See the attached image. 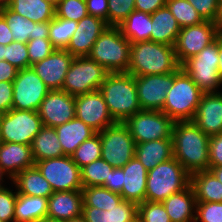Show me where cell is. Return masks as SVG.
Instances as JSON below:
<instances>
[{
	"instance_id": "cell-1",
	"label": "cell",
	"mask_w": 222,
	"mask_h": 222,
	"mask_svg": "<svg viewBox=\"0 0 222 222\" xmlns=\"http://www.w3.org/2000/svg\"><path fill=\"white\" fill-rule=\"evenodd\" d=\"M209 139L193 121H175L172 130L174 158L190 175L209 170Z\"/></svg>"
},
{
	"instance_id": "cell-2",
	"label": "cell",
	"mask_w": 222,
	"mask_h": 222,
	"mask_svg": "<svg viewBox=\"0 0 222 222\" xmlns=\"http://www.w3.org/2000/svg\"><path fill=\"white\" fill-rule=\"evenodd\" d=\"M179 68L174 46L150 40L131 44L127 73L134 76L161 75L176 72Z\"/></svg>"
},
{
	"instance_id": "cell-3",
	"label": "cell",
	"mask_w": 222,
	"mask_h": 222,
	"mask_svg": "<svg viewBox=\"0 0 222 222\" xmlns=\"http://www.w3.org/2000/svg\"><path fill=\"white\" fill-rule=\"evenodd\" d=\"M99 91L116 122L140 112L135 76L127 72L108 73Z\"/></svg>"
},
{
	"instance_id": "cell-4",
	"label": "cell",
	"mask_w": 222,
	"mask_h": 222,
	"mask_svg": "<svg viewBox=\"0 0 222 222\" xmlns=\"http://www.w3.org/2000/svg\"><path fill=\"white\" fill-rule=\"evenodd\" d=\"M190 185V174L174 157L148 171L145 201L163 202Z\"/></svg>"
},
{
	"instance_id": "cell-5",
	"label": "cell",
	"mask_w": 222,
	"mask_h": 222,
	"mask_svg": "<svg viewBox=\"0 0 222 222\" xmlns=\"http://www.w3.org/2000/svg\"><path fill=\"white\" fill-rule=\"evenodd\" d=\"M131 42L119 27L108 26L94 43L88 57L102 65L109 73L127 72Z\"/></svg>"
},
{
	"instance_id": "cell-6",
	"label": "cell",
	"mask_w": 222,
	"mask_h": 222,
	"mask_svg": "<svg viewBox=\"0 0 222 222\" xmlns=\"http://www.w3.org/2000/svg\"><path fill=\"white\" fill-rule=\"evenodd\" d=\"M204 92L181 69L173 79L162 112L174 121H192Z\"/></svg>"
},
{
	"instance_id": "cell-7",
	"label": "cell",
	"mask_w": 222,
	"mask_h": 222,
	"mask_svg": "<svg viewBox=\"0 0 222 222\" xmlns=\"http://www.w3.org/2000/svg\"><path fill=\"white\" fill-rule=\"evenodd\" d=\"M218 59L219 33L212 43L185 60L180 67L204 93L217 92L216 88L222 84L218 73Z\"/></svg>"
},
{
	"instance_id": "cell-8",
	"label": "cell",
	"mask_w": 222,
	"mask_h": 222,
	"mask_svg": "<svg viewBox=\"0 0 222 222\" xmlns=\"http://www.w3.org/2000/svg\"><path fill=\"white\" fill-rule=\"evenodd\" d=\"M109 72L88 56L74 57L66 73L62 90L72 96L100 89Z\"/></svg>"
},
{
	"instance_id": "cell-9",
	"label": "cell",
	"mask_w": 222,
	"mask_h": 222,
	"mask_svg": "<svg viewBox=\"0 0 222 222\" xmlns=\"http://www.w3.org/2000/svg\"><path fill=\"white\" fill-rule=\"evenodd\" d=\"M42 127L38 111L11 109L0 114V142L31 145Z\"/></svg>"
},
{
	"instance_id": "cell-10",
	"label": "cell",
	"mask_w": 222,
	"mask_h": 222,
	"mask_svg": "<svg viewBox=\"0 0 222 222\" xmlns=\"http://www.w3.org/2000/svg\"><path fill=\"white\" fill-rule=\"evenodd\" d=\"M123 123L137 144L159 139H172L175 121L162 111L141 110Z\"/></svg>"
},
{
	"instance_id": "cell-11",
	"label": "cell",
	"mask_w": 222,
	"mask_h": 222,
	"mask_svg": "<svg viewBox=\"0 0 222 222\" xmlns=\"http://www.w3.org/2000/svg\"><path fill=\"white\" fill-rule=\"evenodd\" d=\"M102 145L101 158L112 167H124L135 156V141L123 122L97 132Z\"/></svg>"
},
{
	"instance_id": "cell-12",
	"label": "cell",
	"mask_w": 222,
	"mask_h": 222,
	"mask_svg": "<svg viewBox=\"0 0 222 222\" xmlns=\"http://www.w3.org/2000/svg\"><path fill=\"white\" fill-rule=\"evenodd\" d=\"M35 166L50 183L53 191L82 190L81 169L71 156L35 162Z\"/></svg>"
},
{
	"instance_id": "cell-13",
	"label": "cell",
	"mask_w": 222,
	"mask_h": 222,
	"mask_svg": "<svg viewBox=\"0 0 222 222\" xmlns=\"http://www.w3.org/2000/svg\"><path fill=\"white\" fill-rule=\"evenodd\" d=\"M49 91L32 67L18 70L13 81L12 109L38 111Z\"/></svg>"
},
{
	"instance_id": "cell-14",
	"label": "cell",
	"mask_w": 222,
	"mask_h": 222,
	"mask_svg": "<svg viewBox=\"0 0 222 222\" xmlns=\"http://www.w3.org/2000/svg\"><path fill=\"white\" fill-rule=\"evenodd\" d=\"M218 33L216 23L212 21L181 28L174 45L178 63L181 65L188 58L200 53L215 40Z\"/></svg>"
},
{
	"instance_id": "cell-15",
	"label": "cell",
	"mask_w": 222,
	"mask_h": 222,
	"mask_svg": "<svg viewBox=\"0 0 222 222\" xmlns=\"http://www.w3.org/2000/svg\"><path fill=\"white\" fill-rule=\"evenodd\" d=\"M181 67L169 74L135 76L137 95L142 110L162 111L167 91Z\"/></svg>"
},
{
	"instance_id": "cell-16",
	"label": "cell",
	"mask_w": 222,
	"mask_h": 222,
	"mask_svg": "<svg viewBox=\"0 0 222 222\" xmlns=\"http://www.w3.org/2000/svg\"><path fill=\"white\" fill-rule=\"evenodd\" d=\"M75 117L96 132L116 123L99 90L75 96Z\"/></svg>"
},
{
	"instance_id": "cell-17",
	"label": "cell",
	"mask_w": 222,
	"mask_h": 222,
	"mask_svg": "<svg viewBox=\"0 0 222 222\" xmlns=\"http://www.w3.org/2000/svg\"><path fill=\"white\" fill-rule=\"evenodd\" d=\"M43 126L53 127L75 118V96L63 90H50L38 109Z\"/></svg>"
},
{
	"instance_id": "cell-18",
	"label": "cell",
	"mask_w": 222,
	"mask_h": 222,
	"mask_svg": "<svg viewBox=\"0 0 222 222\" xmlns=\"http://www.w3.org/2000/svg\"><path fill=\"white\" fill-rule=\"evenodd\" d=\"M73 59L74 57L65 49H55L48 57L31 67L50 90H62Z\"/></svg>"
},
{
	"instance_id": "cell-19",
	"label": "cell",
	"mask_w": 222,
	"mask_h": 222,
	"mask_svg": "<svg viewBox=\"0 0 222 222\" xmlns=\"http://www.w3.org/2000/svg\"><path fill=\"white\" fill-rule=\"evenodd\" d=\"M107 27L103 19L87 15L78 22L77 29L65 50L73 57L88 56L94 43Z\"/></svg>"
},
{
	"instance_id": "cell-20",
	"label": "cell",
	"mask_w": 222,
	"mask_h": 222,
	"mask_svg": "<svg viewBox=\"0 0 222 222\" xmlns=\"http://www.w3.org/2000/svg\"><path fill=\"white\" fill-rule=\"evenodd\" d=\"M192 121L209 137L222 133V93H204Z\"/></svg>"
},
{
	"instance_id": "cell-21",
	"label": "cell",
	"mask_w": 222,
	"mask_h": 222,
	"mask_svg": "<svg viewBox=\"0 0 222 222\" xmlns=\"http://www.w3.org/2000/svg\"><path fill=\"white\" fill-rule=\"evenodd\" d=\"M35 166L31 145L0 142V172L12 180L18 173Z\"/></svg>"
},
{
	"instance_id": "cell-22",
	"label": "cell",
	"mask_w": 222,
	"mask_h": 222,
	"mask_svg": "<svg viewBox=\"0 0 222 222\" xmlns=\"http://www.w3.org/2000/svg\"><path fill=\"white\" fill-rule=\"evenodd\" d=\"M123 169V189L121 197L123 200L134 202L137 205L145 201L146 180L148 171L134 156Z\"/></svg>"
},
{
	"instance_id": "cell-23",
	"label": "cell",
	"mask_w": 222,
	"mask_h": 222,
	"mask_svg": "<svg viewBox=\"0 0 222 222\" xmlns=\"http://www.w3.org/2000/svg\"><path fill=\"white\" fill-rule=\"evenodd\" d=\"M82 190L55 191L48 198L47 217L70 220L82 215Z\"/></svg>"
},
{
	"instance_id": "cell-24",
	"label": "cell",
	"mask_w": 222,
	"mask_h": 222,
	"mask_svg": "<svg viewBox=\"0 0 222 222\" xmlns=\"http://www.w3.org/2000/svg\"><path fill=\"white\" fill-rule=\"evenodd\" d=\"M55 130L65 156H71L82 142L97 133L76 117L67 123L56 126Z\"/></svg>"
},
{
	"instance_id": "cell-25",
	"label": "cell",
	"mask_w": 222,
	"mask_h": 222,
	"mask_svg": "<svg viewBox=\"0 0 222 222\" xmlns=\"http://www.w3.org/2000/svg\"><path fill=\"white\" fill-rule=\"evenodd\" d=\"M135 156L147 171L155 168L159 163L166 162L174 157L172 139H159L137 143Z\"/></svg>"
},
{
	"instance_id": "cell-26",
	"label": "cell",
	"mask_w": 222,
	"mask_h": 222,
	"mask_svg": "<svg viewBox=\"0 0 222 222\" xmlns=\"http://www.w3.org/2000/svg\"><path fill=\"white\" fill-rule=\"evenodd\" d=\"M196 203L191 185L181 192L170 195L162 202L171 222H195L193 213H195Z\"/></svg>"
},
{
	"instance_id": "cell-27",
	"label": "cell",
	"mask_w": 222,
	"mask_h": 222,
	"mask_svg": "<svg viewBox=\"0 0 222 222\" xmlns=\"http://www.w3.org/2000/svg\"><path fill=\"white\" fill-rule=\"evenodd\" d=\"M137 214L138 205L126 200L106 211L90 206H83L82 210L86 222H132Z\"/></svg>"
},
{
	"instance_id": "cell-28",
	"label": "cell",
	"mask_w": 222,
	"mask_h": 222,
	"mask_svg": "<svg viewBox=\"0 0 222 222\" xmlns=\"http://www.w3.org/2000/svg\"><path fill=\"white\" fill-rule=\"evenodd\" d=\"M151 41L174 46L180 32L175 17L165 6L151 14Z\"/></svg>"
},
{
	"instance_id": "cell-29",
	"label": "cell",
	"mask_w": 222,
	"mask_h": 222,
	"mask_svg": "<svg viewBox=\"0 0 222 222\" xmlns=\"http://www.w3.org/2000/svg\"><path fill=\"white\" fill-rule=\"evenodd\" d=\"M17 194L49 198L54 192L36 166L22 170L12 179Z\"/></svg>"
},
{
	"instance_id": "cell-30",
	"label": "cell",
	"mask_w": 222,
	"mask_h": 222,
	"mask_svg": "<svg viewBox=\"0 0 222 222\" xmlns=\"http://www.w3.org/2000/svg\"><path fill=\"white\" fill-rule=\"evenodd\" d=\"M196 202H222V183L210 170L190 175Z\"/></svg>"
},
{
	"instance_id": "cell-31",
	"label": "cell",
	"mask_w": 222,
	"mask_h": 222,
	"mask_svg": "<svg viewBox=\"0 0 222 222\" xmlns=\"http://www.w3.org/2000/svg\"><path fill=\"white\" fill-rule=\"evenodd\" d=\"M34 162L64 156L55 128L43 126L31 144Z\"/></svg>"
},
{
	"instance_id": "cell-32",
	"label": "cell",
	"mask_w": 222,
	"mask_h": 222,
	"mask_svg": "<svg viewBox=\"0 0 222 222\" xmlns=\"http://www.w3.org/2000/svg\"><path fill=\"white\" fill-rule=\"evenodd\" d=\"M48 198L17 194L15 222H41L47 217Z\"/></svg>"
},
{
	"instance_id": "cell-33",
	"label": "cell",
	"mask_w": 222,
	"mask_h": 222,
	"mask_svg": "<svg viewBox=\"0 0 222 222\" xmlns=\"http://www.w3.org/2000/svg\"><path fill=\"white\" fill-rule=\"evenodd\" d=\"M7 7L35 23L50 22L55 17V6L46 0H11Z\"/></svg>"
},
{
	"instance_id": "cell-34",
	"label": "cell",
	"mask_w": 222,
	"mask_h": 222,
	"mask_svg": "<svg viewBox=\"0 0 222 222\" xmlns=\"http://www.w3.org/2000/svg\"><path fill=\"white\" fill-rule=\"evenodd\" d=\"M131 44L141 41H151V14L134 10L119 26Z\"/></svg>"
},
{
	"instance_id": "cell-35",
	"label": "cell",
	"mask_w": 222,
	"mask_h": 222,
	"mask_svg": "<svg viewBox=\"0 0 222 222\" xmlns=\"http://www.w3.org/2000/svg\"><path fill=\"white\" fill-rule=\"evenodd\" d=\"M83 206L95 207L106 211L116 207L123 198L120 194L106 189L104 186L83 187Z\"/></svg>"
},
{
	"instance_id": "cell-36",
	"label": "cell",
	"mask_w": 222,
	"mask_h": 222,
	"mask_svg": "<svg viewBox=\"0 0 222 222\" xmlns=\"http://www.w3.org/2000/svg\"><path fill=\"white\" fill-rule=\"evenodd\" d=\"M0 14L7 21L14 41L27 43L29 40H33L35 22L11 11L7 6L0 7Z\"/></svg>"
},
{
	"instance_id": "cell-37",
	"label": "cell",
	"mask_w": 222,
	"mask_h": 222,
	"mask_svg": "<svg viewBox=\"0 0 222 222\" xmlns=\"http://www.w3.org/2000/svg\"><path fill=\"white\" fill-rule=\"evenodd\" d=\"M77 21L54 17L49 22V40L56 49H66L77 29Z\"/></svg>"
},
{
	"instance_id": "cell-38",
	"label": "cell",
	"mask_w": 222,
	"mask_h": 222,
	"mask_svg": "<svg viewBox=\"0 0 222 222\" xmlns=\"http://www.w3.org/2000/svg\"><path fill=\"white\" fill-rule=\"evenodd\" d=\"M113 169L114 167L102 158L82 167L81 181L83 187L104 186L106 178L110 176Z\"/></svg>"
},
{
	"instance_id": "cell-39",
	"label": "cell",
	"mask_w": 222,
	"mask_h": 222,
	"mask_svg": "<svg viewBox=\"0 0 222 222\" xmlns=\"http://www.w3.org/2000/svg\"><path fill=\"white\" fill-rule=\"evenodd\" d=\"M166 7L171 11L180 28L199 25L204 22L187 0H167Z\"/></svg>"
},
{
	"instance_id": "cell-40",
	"label": "cell",
	"mask_w": 222,
	"mask_h": 222,
	"mask_svg": "<svg viewBox=\"0 0 222 222\" xmlns=\"http://www.w3.org/2000/svg\"><path fill=\"white\" fill-rule=\"evenodd\" d=\"M102 145L100 135L96 133L90 139L82 142L71 155L72 160L81 169L91 162L101 158Z\"/></svg>"
},
{
	"instance_id": "cell-41",
	"label": "cell",
	"mask_w": 222,
	"mask_h": 222,
	"mask_svg": "<svg viewBox=\"0 0 222 222\" xmlns=\"http://www.w3.org/2000/svg\"><path fill=\"white\" fill-rule=\"evenodd\" d=\"M87 15L85 0H60L55 6V16L62 19L79 22Z\"/></svg>"
},
{
	"instance_id": "cell-42",
	"label": "cell",
	"mask_w": 222,
	"mask_h": 222,
	"mask_svg": "<svg viewBox=\"0 0 222 222\" xmlns=\"http://www.w3.org/2000/svg\"><path fill=\"white\" fill-rule=\"evenodd\" d=\"M137 217L141 222H171L161 202L144 201L138 204Z\"/></svg>"
},
{
	"instance_id": "cell-43",
	"label": "cell",
	"mask_w": 222,
	"mask_h": 222,
	"mask_svg": "<svg viewBox=\"0 0 222 222\" xmlns=\"http://www.w3.org/2000/svg\"><path fill=\"white\" fill-rule=\"evenodd\" d=\"M108 1V26L118 27L135 10V0Z\"/></svg>"
},
{
	"instance_id": "cell-44",
	"label": "cell",
	"mask_w": 222,
	"mask_h": 222,
	"mask_svg": "<svg viewBox=\"0 0 222 222\" xmlns=\"http://www.w3.org/2000/svg\"><path fill=\"white\" fill-rule=\"evenodd\" d=\"M4 60L8 61L18 70L29 68L27 43L13 41L5 46Z\"/></svg>"
},
{
	"instance_id": "cell-45",
	"label": "cell",
	"mask_w": 222,
	"mask_h": 222,
	"mask_svg": "<svg viewBox=\"0 0 222 222\" xmlns=\"http://www.w3.org/2000/svg\"><path fill=\"white\" fill-rule=\"evenodd\" d=\"M29 67L48 57L56 48L49 39L37 38L27 42Z\"/></svg>"
},
{
	"instance_id": "cell-46",
	"label": "cell",
	"mask_w": 222,
	"mask_h": 222,
	"mask_svg": "<svg viewBox=\"0 0 222 222\" xmlns=\"http://www.w3.org/2000/svg\"><path fill=\"white\" fill-rule=\"evenodd\" d=\"M195 222H222V202H197Z\"/></svg>"
},
{
	"instance_id": "cell-47",
	"label": "cell",
	"mask_w": 222,
	"mask_h": 222,
	"mask_svg": "<svg viewBox=\"0 0 222 222\" xmlns=\"http://www.w3.org/2000/svg\"><path fill=\"white\" fill-rule=\"evenodd\" d=\"M7 187L0 185V220L3 222H15V204L17 191L12 192Z\"/></svg>"
},
{
	"instance_id": "cell-48",
	"label": "cell",
	"mask_w": 222,
	"mask_h": 222,
	"mask_svg": "<svg viewBox=\"0 0 222 222\" xmlns=\"http://www.w3.org/2000/svg\"><path fill=\"white\" fill-rule=\"evenodd\" d=\"M204 21L216 23L220 0H187Z\"/></svg>"
},
{
	"instance_id": "cell-49",
	"label": "cell",
	"mask_w": 222,
	"mask_h": 222,
	"mask_svg": "<svg viewBox=\"0 0 222 222\" xmlns=\"http://www.w3.org/2000/svg\"><path fill=\"white\" fill-rule=\"evenodd\" d=\"M222 166V133L209 139V167Z\"/></svg>"
},
{
	"instance_id": "cell-50",
	"label": "cell",
	"mask_w": 222,
	"mask_h": 222,
	"mask_svg": "<svg viewBox=\"0 0 222 222\" xmlns=\"http://www.w3.org/2000/svg\"><path fill=\"white\" fill-rule=\"evenodd\" d=\"M13 82L0 81V114L12 109Z\"/></svg>"
},
{
	"instance_id": "cell-51",
	"label": "cell",
	"mask_w": 222,
	"mask_h": 222,
	"mask_svg": "<svg viewBox=\"0 0 222 222\" xmlns=\"http://www.w3.org/2000/svg\"><path fill=\"white\" fill-rule=\"evenodd\" d=\"M88 15L95 16L106 21L108 25V0H85Z\"/></svg>"
},
{
	"instance_id": "cell-52",
	"label": "cell",
	"mask_w": 222,
	"mask_h": 222,
	"mask_svg": "<svg viewBox=\"0 0 222 222\" xmlns=\"http://www.w3.org/2000/svg\"><path fill=\"white\" fill-rule=\"evenodd\" d=\"M123 169L116 167L110 172V176L106 178L104 187L112 192L121 194L123 189Z\"/></svg>"
},
{
	"instance_id": "cell-53",
	"label": "cell",
	"mask_w": 222,
	"mask_h": 222,
	"mask_svg": "<svg viewBox=\"0 0 222 222\" xmlns=\"http://www.w3.org/2000/svg\"><path fill=\"white\" fill-rule=\"evenodd\" d=\"M167 0H135V10L152 14L166 6Z\"/></svg>"
},
{
	"instance_id": "cell-54",
	"label": "cell",
	"mask_w": 222,
	"mask_h": 222,
	"mask_svg": "<svg viewBox=\"0 0 222 222\" xmlns=\"http://www.w3.org/2000/svg\"><path fill=\"white\" fill-rule=\"evenodd\" d=\"M18 69L6 60L0 61V81L13 82Z\"/></svg>"
},
{
	"instance_id": "cell-55",
	"label": "cell",
	"mask_w": 222,
	"mask_h": 222,
	"mask_svg": "<svg viewBox=\"0 0 222 222\" xmlns=\"http://www.w3.org/2000/svg\"><path fill=\"white\" fill-rule=\"evenodd\" d=\"M14 41L11 30L8 27L7 21L0 14V44L6 46Z\"/></svg>"
},
{
	"instance_id": "cell-56",
	"label": "cell",
	"mask_w": 222,
	"mask_h": 222,
	"mask_svg": "<svg viewBox=\"0 0 222 222\" xmlns=\"http://www.w3.org/2000/svg\"><path fill=\"white\" fill-rule=\"evenodd\" d=\"M49 39V22H39L34 25L33 39Z\"/></svg>"
},
{
	"instance_id": "cell-57",
	"label": "cell",
	"mask_w": 222,
	"mask_h": 222,
	"mask_svg": "<svg viewBox=\"0 0 222 222\" xmlns=\"http://www.w3.org/2000/svg\"><path fill=\"white\" fill-rule=\"evenodd\" d=\"M218 73L222 78V32H219V59H218Z\"/></svg>"
},
{
	"instance_id": "cell-58",
	"label": "cell",
	"mask_w": 222,
	"mask_h": 222,
	"mask_svg": "<svg viewBox=\"0 0 222 222\" xmlns=\"http://www.w3.org/2000/svg\"><path fill=\"white\" fill-rule=\"evenodd\" d=\"M216 25L219 32H222V0H220L218 15L216 18Z\"/></svg>"
},
{
	"instance_id": "cell-59",
	"label": "cell",
	"mask_w": 222,
	"mask_h": 222,
	"mask_svg": "<svg viewBox=\"0 0 222 222\" xmlns=\"http://www.w3.org/2000/svg\"><path fill=\"white\" fill-rule=\"evenodd\" d=\"M209 170L222 183V166H219V167H209Z\"/></svg>"
},
{
	"instance_id": "cell-60",
	"label": "cell",
	"mask_w": 222,
	"mask_h": 222,
	"mask_svg": "<svg viewBox=\"0 0 222 222\" xmlns=\"http://www.w3.org/2000/svg\"><path fill=\"white\" fill-rule=\"evenodd\" d=\"M66 222H86V219L84 218L83 215H80V216L74 217L70 220H66Z\"/></svg>"
},
{
	"instance_id": "cell-61",
	"label": "cell",
	"mask_w": 222,
	"mask_h": 222,
	"mask_svg": "<svg viewBox=\"0 0 222 222\" xmlns=\"http://www.w3.org/2000/svg\"><path fill=\"white\" fill-rule=\"evenodd\" d=\"M41 222H66V220L45 217Z\"/></svg>"
},
{
	"instance_id": "cell-62",
	"label": "cell",
	"mask_w": 222,
	"mask_h": 222,
	"mask_svg": "<svg viewBox=\"0 0 222 222\" xmlns=\"http://www.w3.org/2000/svg\"><path fill=\"white\" fill-rule=\"evenodd\" d=\"M5 46L0 44V61L4 60Z\"/></svg>"
},
{
	"instance_id": "cell-63",
	"label": "cell",
	"mask_w": 222,
	"mask_h": 222,
	"mask_svg": "<svg viewBox=\"0 0 222 222\" xmlns=\"http://www.w3.org/2000/svg\"><path fill=\"white\" fill-rule=\"evenodd\" d=\"M10 1L11 0H0V7L1 6H7Z\"/></svg>"
},
{
	"instance_id": "cell-64",
	"label": "cell",
	"mask_w": 222,
	"mask_h": 222,
	"mask_svg": "<svg viewBox=\"0 0 222 222\" xmlns=\"http://www.w3.org/2000/svg\"><path fill=\"white\" fill-rule=\"evenodd\" d=\"M50 2L52 5L56 6L60 0H46Z\"/></svg>"
},
{
	"instance_id": "cell-65",
	"label": "cell",
	"mask_w": 222,
	"mask_h": 222,
	"mask_svg": "<svg viewBox=\"0 0 222 222\" xmlns=\"http://www.w3.org/2000/svg\"><path fill=\"white\" fill-rule=\"evenodd\" d=\"M3 175H2V173L0 172V185L2 184V182H3ZM2 181V182H1Z\"/></svg>"
},
{
	"instance_id": "cell-66",
	"label": "cell",
	"mask_w": 222,
	"mask_h": 222,
	"mask_svg": "<svg viewBox=\"0 0 222 222\" xmlns=\"http://www.w3.org/2000/svg\"><path fill=\"white\" fill-rule=\"evenodd\" d=\"M132 222H141V220L137 217V218L134 219Z\"/></svg>"
}]
</instances>
